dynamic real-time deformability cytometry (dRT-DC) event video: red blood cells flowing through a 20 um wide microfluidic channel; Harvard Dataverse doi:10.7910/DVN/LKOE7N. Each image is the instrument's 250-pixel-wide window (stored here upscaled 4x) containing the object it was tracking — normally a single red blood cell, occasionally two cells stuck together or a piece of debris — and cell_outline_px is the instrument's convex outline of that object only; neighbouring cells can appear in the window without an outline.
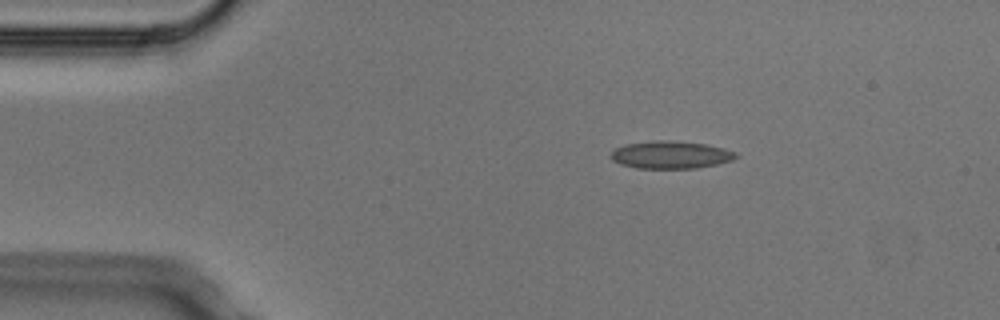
{"species": "Egyptian fruit bat (a non-hibernating species)", "species_latin": "Rousettus aegyptiacus", "temperature_condition": "cold", "stored_images_in_passage": 2, "camera_frame_rate_fps": 3000, "um_per_image_px": 0.085, "animal": {"sex": "male"}, "frame": {"image": 1, "passage_image": 1, "time_ms": 0.0, "image_size_px": [1000, 320], "cell_outline_px": [[740, 156], [732, 160], [716, 164], [696, 168], [636, 168], [620, 164], [612, 160], [612, 152], [616, 148], [624, 144], [656, 140], [668, 140], [708, 144], [724, 148], [736, 152]], "centroid_in_image_um": [57.04, 13.15], "position_along_channel_um": 28.0, "area_um2": 20.11}}